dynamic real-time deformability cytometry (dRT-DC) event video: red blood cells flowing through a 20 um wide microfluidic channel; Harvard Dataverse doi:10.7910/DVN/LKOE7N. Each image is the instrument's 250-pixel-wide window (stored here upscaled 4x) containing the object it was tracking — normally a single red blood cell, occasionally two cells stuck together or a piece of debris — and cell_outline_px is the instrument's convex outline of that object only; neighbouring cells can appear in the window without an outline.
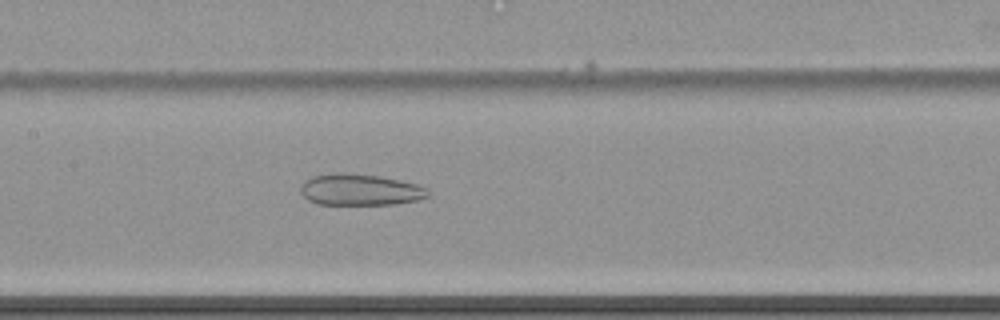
{"species": "common noctule bat (a hibernating species)", "species_latin": "Nyctalus noctula", "temperature_condition": "cold", "stored_images_in_passage": 62, "camera_frame_rate_fps": 3000, "um_per_image_px": 0.085, "animal": {"sex": "female", "body_mass_g": 22.7, "forearm_length_mm": 54.2}, "frame": {"image": 1, "passage_image": 33, "time_ms": 10.667, "image_size_px": [1000, 320], "cell_outline_px": [[432, 196], [420, 200], [396, 204], [320, 204], [308, 200], [300, 192], [300, 188], [304, 180], [312, 176], [340, 172], [380, 176], [400, 180], [416, 184], [428, 188], [432, 192]], "centroid_in_image_um": [30.67, 16.13], "position_along_channel_um": 176.7, "area_um2": 23.58}}
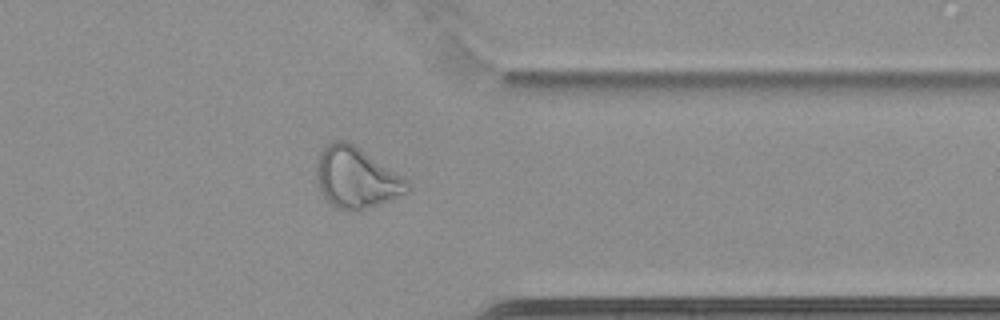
{"frame": {"image": 2, "passage_image": 51, "time_ms": 16.667, "image_size_px": [1000, 320], "cell_outline_px": [[408, 192], [356, 212], [348, 212], [336, 208], [320, 192], [316, 184], [316, 164], [320, 152], [332, 140], [344, 140], [352, 144], [408, 180]], "centroid_in_image_um": [30.21, 15.13], "position_along_channel_um": 381.2, "area_um2": 31.79}}
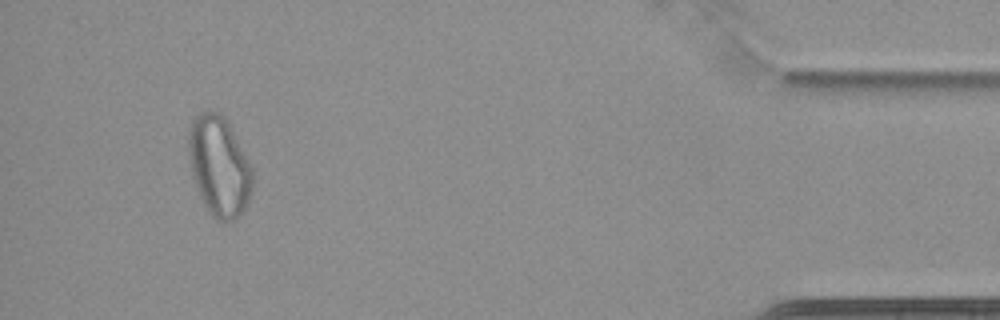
{"frame": {"image": 3, "passage_image": 59, "time_ms": 19.333, "image_size_px": [1000, 320], "cell_outline_px": [[252, 192], [248, 204], [244, 212], [232, 220], [216, 220], [208, 212], [200, 196], [192, 172], [188, 152], [188, 132], [192, 120], [200, 112], [220, 112], [224, 116], [244, 152], [252, 168]], "centroid_in_image_um": [18.63, 14.14], "position_along_channel_um": 416.6, "area_um2": 37.05}}